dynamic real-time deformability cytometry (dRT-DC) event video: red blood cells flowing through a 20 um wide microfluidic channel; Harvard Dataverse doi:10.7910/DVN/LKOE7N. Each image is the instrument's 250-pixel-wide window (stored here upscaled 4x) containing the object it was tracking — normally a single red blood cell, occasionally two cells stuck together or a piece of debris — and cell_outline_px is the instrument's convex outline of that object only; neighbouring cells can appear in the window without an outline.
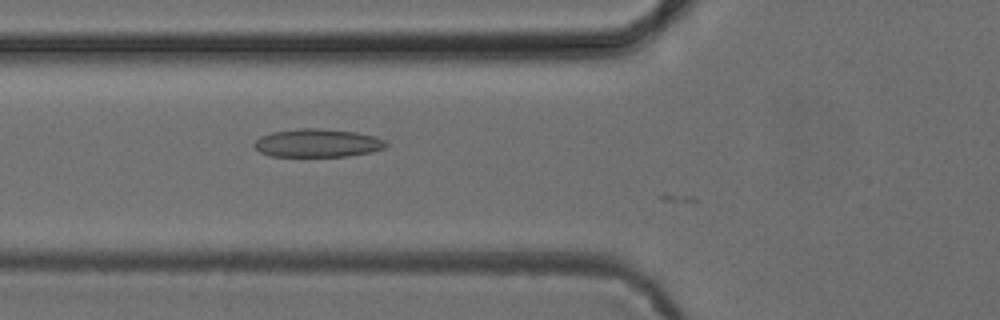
{"species": "common noctule bat (a hibernating species)", "species_latin": "Nyctalus noctula", "temperature_condition": "cold", "stored_images_in_passage": 4, "camera_frame_rate_fps": 3000, "um_per_image_px": 0.085, "animal": {"sex": "female", "body_mass_g": 24.6, "forearm_length_mm": 56.2}, "frame": {"image": 1, "passage_image": 2, "time_ms": 0.333, "image_size_px": [1000, 320], "cell_outline_px": [[388, 144], [384, 148], [372, 152], [348, 156], [268, 156], [260, 152], [252, 144], [260, 136], [272, 132], [300, 128], [316, 128], [356, 132], [376, 136], [384, 140]], "centroid_in_image_um": [26.98, 12.16], "position_along_channel_um": 98.8, "area_um2": 21.73}}